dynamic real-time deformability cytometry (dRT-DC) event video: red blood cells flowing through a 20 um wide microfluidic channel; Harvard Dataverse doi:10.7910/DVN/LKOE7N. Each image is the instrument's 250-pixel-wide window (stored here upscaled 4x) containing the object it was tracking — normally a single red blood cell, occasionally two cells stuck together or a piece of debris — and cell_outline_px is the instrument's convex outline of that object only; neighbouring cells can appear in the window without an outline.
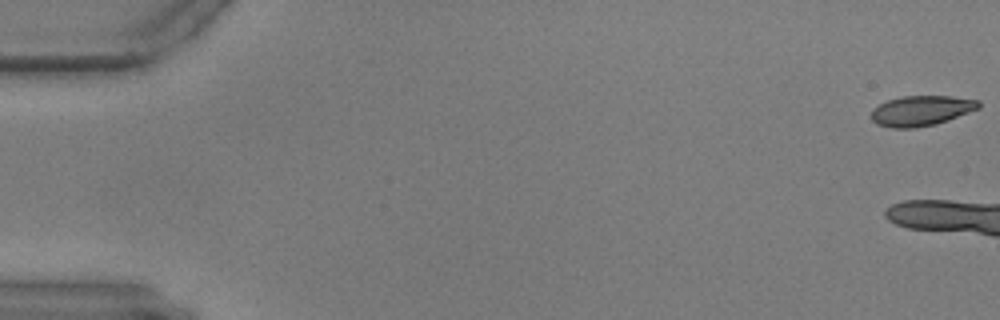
{"species": "common noctule bat (a hibernating species)", "species_latin": "Nyctalus noctula", "temperature_condition": "warm", "stored_images_in_passage": 8, "camera_frame_rate_fps": 3000, "um_per_image_px": 0.085, "animal": {"sex": "male", "body_mass_g": 17.9, "forearm_length_mm": 54.2}, "frame": {"image": 1, "passage_image": 1, "time_ms": 0.0, "image_size_px": [1000, 320], "cell_outline_px": [[980, 108], [948, 120], [936, 124], [916, 128], [892, 128], [876, 124], [872, 120], [872, 108], [888, 100], [900, 96], [952, 96], [980, 100]], "centroid_in_image_um": [78.31, 9.41], "position_along_channel_um": 6.7, "area_um2": 19.02}}